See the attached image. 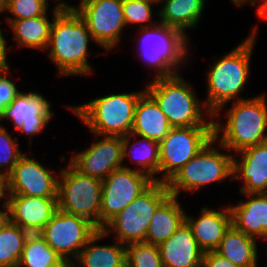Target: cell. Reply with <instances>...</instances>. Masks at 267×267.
<instances>
[{
    "instance_id": "cell-1",
    "label": "cell",
    "mask_w": 267,
    "mask_h": 267,
    "mask_svg": "<svg viewBox=\"0 0 267 267\" xmlns=\"http://www.w3.org/2000/svg\"><path fill=\"white\" fill-rule=\"evenodd\" d=\"M257 28L236 48L212 63L207 75L208 96L204 101L207 110L214 119L231 100H244L241 98L246 82L250 76V60L256 44Z\"/></svg>"
},
{
    "instance_id": "cell-2",
    "label": "cell",
    "mask_w": 267,
    "mask_h": 267,
    "mask_svg": "<svg viewBox=\"0 0 267 267\" xmlns=\"http://www.w3.org/2000/svg\"><path fill=\"white\" fill-rule=\"evenodd\" d=\"M91 33L86 22L77 13H59L53 20L47 46L49 58L55 63L58 75H91L93 69L88 61V45ZM50 49V50H49Z\"/></svg>"
},
{
    "instance_id": "cell-3",
    "label": "cell",
    "mask_w": 267,
    "mask_h": 267,
    "mask_svg": "<svg viewBox=\"0 0 267 267\" xmlns=\"http://www.w3.org/2000/svg\"><path fill=\"white\" fill-rule=\"evenodd\" d=\"M225 114L223 123L214 119L215 145L220 146L221 150L238 153L247 147L267 142L265 94L234 101Z\"/></svg>"
},
{
    "instance_id": "cell-4",
    "label": "cell",
    "mask_w": 267,
    "mask_h": 267,
    "mask_svg": "<svg viewBox=\"0 0 267 267\" xmlns=\"http://www.w3.org/2000/svg\"><path fill=\"white\" fill-rule=\"evenodd\" d=\"M151 80L145 91L159 105L172 128L214 126L213 115L207 110L204 102H200L193 86L180 72L170 77ZM206 117L210 121L208 118L206 121Z\"/></svg>"
},
{
    "instance_id": "cell-5",
    "label": "cell",
    "mask_w": 267,
    "mask_h": 267,
    "mask_svg": "<svg viewBox=\"0 0 267 267\" xmlns=\"http://www.w3.org/2000/svg\"><path fill=\"white\" fill-rule=\"evenodd\" d=\"M145 92L135 91L102 96L80 106L69 107L94 136H125L131 133L135 108Z\"/></svg>"
},
{
    "instance_id": "cell-6",
    "label": "cell",
    "mask_w": 267,
    "mask_h": 267,
    "mask_svg": "<svg viewBox=\"0 0 267 267\" xmlns=\"http://www.w3.org/2000/svg\"><path fill=\"white\" fill-rule=\"evenodd\" d=\"M138 56L142 57L146 67L156 71V77H170L179 73V68L187 60L191 48L188 37L179 30L157 23L151 27L140 28ZM189 49V50H188Z\"/></svg>"
},
{
    "instance_id": "cell-7",
    "label": "cell",
    "mask_w": 267,
    "mask_h": 267,
    "mask_svg": "<svg viewBox=\"0 0 267 267\" xmlns=\"http://www.w3.org/2000/svg\"><path fill=\"white\" fill-rule=\"evenodd\" d=\"M214 144L215 138H212L167 183L171 195L178 197L183 191L197 192L207 184H221L226 178L233 181L234 153L220 152Z\"/></svg>"
},
{
    "instance_id": "cell-8",
    "label": "cell",
    "mask_w": 267,
    "mask_h": 267,
    "mask_svg": "<svg viewBox=\"0 0 267 267\" xmlns=\"http://www.w3.org/2000/svg\"><path fill=\"white\" fill-rule=\"evenodd\" d=\"M171 195L165 182H154L126 208L114 216L102 231L122 244L145 242L151 218L157 208Z\"/></svg>"
},
{
    "instance_id": "cell-9",
    "label": "cell",
    "mask_w": 267,
    "mask_h": 267,
    "mask_svg": "<svg viewBox=\"0 0 267 267\" xmlns=\"http://www.w3.org/2000/svg\"><path fill=\"white\" fill-rule=\"evenodd\" d=\"M58 178V209L83 217L99 229L102 180L77 171L70 163L56 173Z\"/></svg>"
},
{
    "instance_id": "cell-10",
    "label": "cell",
    "mask_w": 267,
    "mask_h": 267,
    "mask_svg": "<svg viewBox=\"0 0 267 267\" xmlns=\"http://www.w3.org/2000/svg\"><path fill=\"white\" fill-rule=\"evenodd\" d=\"M212 138L214 126L174 127L159 142V173L156 182L168 183Z\"/></svg>"
},
{
    "instance_id": "cell-11",
    "label": "cell",
    "mask_w": 267,
    "mask_h": 267,
    "mask_svg": "<svg viewBox=\"0 0 267 267\" xmlns=\"http://www.w3.org/2000/svg\"><path fill=\"white\" fill-rule=\"evenodd\" d=\"M155 181L146 173L123 166L102 180L99 230Z\"/></svg>"
},
{
    "instance_id": "cell-12",
    "label": "cell",
    "mask_w": 267,
    "mask_h": 267,
    "mask_svg": "<svg viewBox=\"0 0 267 267\" xmlns=\"http://www.w3.org/2000/svg\"><path fill=\"white\" fill-rule=\"evenodd\" d=\"M99 229L87 219L59 209L39 232L46 243L71 265Z\"/></svg>"
},
{
    "instance_id": "cell-13",
    "label": "cell",
    "mask_w": 267,
    "mask_h": 267,
    "mask_svg": "<svg viewBox=\"0 0 267 267\" xmlns=\"http://www.w3.org/2000/svg\"><path fill=\"white\" fill-rule=\"evenodd\" d=\"M122 4L123 0H80L76 7L94 42L107 52L120 43L126 27Z\"/></svg>"
},
{
    "instance_id": "cell-14",
    "label": "cell",
    "mask_w": 267,
    "mask_h": 267,
    "mask_svg": "<svg viewBox=\"0 0 267 267\" xmlns=\"http://www.w3.org/2000/svg\"><path fill=\"white\" fill-rule=\"evenodd\" d=\"M54 173V170L24 154L4 180L5 195L58 198L59 177Z\"/></svg>"
},
{
    "instance_id": "cell-15",
    "label": "cell",
    "mask_w": 267,
    "mask_h": 267,
    "mask_svg": "<svg viewBox=\"0 0 267 267\" xmlns=\"http://www.w3.org/2000/svg\"><path fill=\"white\" fill-rule=\"evenodd\" d=\"M54 113L51 103L38 92H20L0 114V121L10 119L17 131L28 135L31 144L32 137L46 128Z\"/></svg>"
},
{
    "instance_id": "cell-16",
    "label": "cell",
    "mask_w": 267,
    "mask_h": 267,
    "mask_svg": "<svg viewBox=\"0 0 267 267\" xmlns=\"http://www.w3.org/2000/svg\"><path fill=\"white\" fill-rule=\"evenodd\" d=\"M69 163L80 173L103 180L124 166L122 137L103 136L83 151L75 152Z\"/></svg>"
},
{
    "instance_id": "cell-17",
    "label": "cell",
    "mask_w": 267,
    "mask_h": 267,
    "mask_svg": "<svg viewBox=\"0 0 267 267\" xmlns=\"http://www.w3.org/2000/svg\"><path fill=\"white\" fill-rule=\"evenodd\" d=\"M10 221L29 233H39L58 210V198L5 195Z\"/></svg>"
},
{
    "instance_id": "cell-18",
    "label": "cell",
    "mask_w": 267,
    "mask_h": 267,
    "mask_svg": "<svg viewBox=\"0 0 267 267\" xmlns=\"http://www.w3.org/2000/svg\"><path fill=\"white\" fill-rule=\"evenodd\" d=\"M237 154H241L238 159ZM233 157V179L243 180L241 194L267 193V142L247 147Z\"/></svg>"
},
{
    "instance_id": "cell-19",
    "label": "cell",
    "mask_w": 267,
    "mask_h": 267,
    "mask_svg": "<svg viewBox=\"0 0 267 267\" xmlns=\"http://www.w3.org/2000/svg\"><path fill=\"white\" fill-rule=\"evenodd\" d=\"M158 247L164 267H202L204 251L186 221Z\"/></svg>"
},
{
    "instance_id": "cell-20",
    "label": "cell",
    "mask_w": 267,
    "mask_h": 267,
    "mask_svg": "<svg viewBox=\"0 0 267 267\" xmlns=\"http://www.w3.org/2000/svg\"><path fill=\"white\" fill-rule=\"evenodd\" d=\"M200 216L185 215V221L192 229L193 236L199 247L204 251H215L220 245L225 232L232 225L230 207L217 211L216 209L201 208Z\"/></svg>"
},
{
    "instance_id": "cell-21",
    "label": "cell",
    "mask_w": 267,
    "mask_h": 267,
    "mask_svg": "<svg viewBox=\"0 0 267 267\" xmlns=\"http://www.w3.org/2000/svg\"><path fill=\"white\" fill-rule=\"evenodd\" d=\"M243 195L249 199L229 206L232 225L246 235L267 240V193Z\"/></svg>"
},
{
    "instance_id": "cell-22",
    "label": "cell",
    "mask_w": 267,
    "mask_h": 267,
    "mask_svg": "<svg viewBox=\"0 0 267 267\" xmlns=\"http://www.w3.org/2000/svg\"><path fill=\"white\" fill-rule=\"evenodd\" d=\"M171 128L159 105L145 91L138 99L131 133L161 142Z\"/></svg>"
},
{
    "instance_id": "cell-23",
    "label": "cell",
    "mask_w": 267,
    "mask_h": 267,
    "mask_svg": "<svg viewBox=\"0 0 267 267\" xmlns=\"http://www.w3.org/2000/svg\"><path fill=\"white\" fill-rule=\"evenodd\" d=\"M106 234L99 230L81 250L70 267H126V245L116 240L115 244L98 245ZM76 264V265H75ZM79 264V265H78Z\"/></svg>"
},
{
    "instance_id": "cell-24",
    "label": "cell",
    "mask_w": 267,
    "mask_h": 267,
    "mask_svg": "<svg viewBox=\"0 0 267 267\" xmlns=\"http://www.w3.org/2000/svg\"><path fill=\"white\" fill-rule=\"evenodd\" d=\"M185 215L177 196L170 195L154 212L145 242L159 246L185 222Z\"/></svg>"
},
{
    "instance_id": "cell-25",
    "label": "cell",
    "mask_w": 267,
    "mask_h": 267,
    "mask_svg": "<svg viewBox=\"0 0 267 267\" xmlns=\"http://www.w3.org/2000/svg\"><path fill=\"white\" fill-rule=\"evenodd\" d=\"M164 1V3H163ZM161 8L156 12L159 23L179 30L187 37L186 30L196 28L201 20L205 3L203 0H160Z\"/></svg>"
},
{
    "instance_id": "cell-26",
    "label": "cell",
    "mask_w": 267,
    "mask_h": 267,
    "mask_svg": "<svg viewBox=\"0 0 267 267\" xmlns=\"http://www.w3.org/2000/svg\"><path fill=\"white\" fill-rule=\"evenodd\" d=\"M256 240L231 225L215 251L237 266L258 267Z\"/></svg>"
},
{
    "instance_id": "cell-27",
    "label": "cell",
    "mask_w": 267,
    "mask_h": 267,
    "mask_svg": "<svg viewBox=\"0 0 267 267\" xmlns=\"http://www.w3.org/2000/svg\"><path fill=\"white\" fill-rule=\"evenodd\" d=\"M52 12V22L48 19L47 13L28 19L7 21L18 46L45 51L50 40L53 20L59 14Z\"/></svg>"
},
{
    "instance_id": "cell-28",
    "label": "cell",
    "mask_w": 267,
    "mask_h": 267,
    "mask_svg": "<svg viewBox=\"0 0 267 267\" xmlns=\"http://www.w3.org/2000/svg\"><path fill=\"white\" fill-rule=\"evenodd\" d=\"M134 137L140 139L134 141L132 145L131 139ZM126 157H129L132 161L134 160L135 164L141 167H137V170L146 173L156 182L157 176L155 175L159 173V142L133 133L122 136L123 162Z\"/></svg>"
},
{
    "instance_id": "cell-29",
    "label": "cell",
    "mask_w": 267,
    "mask_h": 267,
    "mask_svg": "<svg viewBox=\"0 0 267 267\" xmlns=\"http://www.w3.org/2000/svg\"><path fill=\"white\" fill-rule=\"evenodd\" d=\"M70 267L39 233H29L18 267Z\"/></svg>"
},
{
    "instance_id": "cell-30",
    "label": "cell",
    "mask_w": 267,
    "mask_h": 267,
    "mask_svg": "<svg viewBox=\"0 0 267 267\" xmlns=\"http://www.w3.org/2000/svg\"><path fill=\"white\" fill-rule=\"evenodd\" d=\"M29 232L9 221L0 231V267H18Z\"/></svg>"
},
{
    "instance_id": "cell-31",
    "label": "cell",
    "mask_w": 267,
    "mask_h": 267,
    "mask_svg": "<svg viewBox=\"0 0 267 267\" xmlns=\"http://www.w3.org/2000/svg\"><path fill=\"white\" fill-rule=\"evenodd\" d=\"M126 267H164L159 247L146 242L127 244Z\"/></svg>"
},
{
    "instance_id": "cell-32",
    "label": "cell",
    "mask_w": 267,
    "mask_h": 267,
    "mask_svg": "<svg viewBox=\"0 0 267 267\" xmlns=\"http://www.w3.org/2000/svg\"><path fill=\"white\" fill-rule=\"evenodd\" d=\"M154 4L158 3L153 0H123L122 8L126 26L136 24L140 29L156 25L158 22L152 21Z\"/></svg>"
},
{
    "instance_id": "cell-33",
    "label": "cell",
    "mask_w": 267,
    "mask_h": 267,
    "mask_svg": "<svg viewBox=\"0 0 267 267\" xmlns=\"http://www.w3.org/2000/svg\"><path fill=\"white\" fill-rule=\"evenodd\" d=\"M17 140L12 138L8 130L0 123V177L4 180L12 172L18 160L24 155L20 151ZM1 169L4 171L1 172Z\"/></svg>"
},
{
    "instance_id": "cell-34",
    "label": "cell",
    "mask_w": 267,
    "mask_h": 267,
    "mask_svg": "<svg viewBox=\"0 0 267 267\" xmlns=\"http://www.w3.org/2000/svg\"><path fill=\"white\" fill-rule=\"evenodd\" d=\"M48 8L39 0H8L5 12L11 13L7 21H16L46 14Z\"/></svg>"
},
{
    "instance_id": "cell-35",
    "label": "cell",
    "mask_w": 267,
    "mask_h": 267,
    "mask_svg": "<svg viewBox=\"0 0 267 267\" xmlns=\"http://www.w3.org/2000/svg\"><path fill=\"white\" fill-rule=\"evenodd\" d=\"M10 67L0 68V114L20 93L15 82L7 78Z\"/></svg>"
},
{
    "instance_id": "cell-36",
    "label": "cell",
    "mask_w": 267,
    "mask_h": 267,
    "mask_svg": "<svg viewBox=\"0 0 267 267\" xmlns=\"http://www.w3.org/2000/svg\"><path fill=\"white\" fill-rule=\"evenodd\" d=\"M202 267H240V266L233 264L227 258L218 254L216 251H207L204 252Z\"/></svg>"
},
{
    "instance_id": "cell-37",
    "label": "cell",
    "mask_w": 267,
    "mask_h": 267,
    "mask_svg": "<svg viewBox=\"0 0 267 267\" xmlns=\"http://www.w3.org/2000/svg\"><path fill=\"white\" fill-rule=\"evenodd\" d=\"M42 2L47 8L50 7V4L48 3L47 0H39ZM54 1H59L56 6L53 7V11L57 13H70L76 11V6H71L70 4L68 5V2H64L63 0H54Z\"/></svg>"
},
{
    "instance_id": "cell-38",
    "label": "cell",
    "mask_w": 267,
    "mask_h": 267,
    "mask_svg": "<svg viewBox=\"0 0 267 267\" xmlns=\"http://www.w3.org/2000/svg\"><path fill=\"white\" fill-rule=\"evenodd\" d=\"M5 35H3L1 27H0V68H7L10 67L8 62H7V40L4 38Z\"/></svg>"
},
{
    "instance_id": "cell-39",
    "label": "cell",
    "mask_w": 267,
    "mask_h": 267,
    "mask_svg": "<svg viewBox=\"0 0 267 267\" xmlns=\"http://www.w3.org/2000/svg\"><path fill=\"white\" fill-rule=\"evenodd\" d=\"M2 209H0V231L6 226V224L10 221V209L8 202L6 200L2 203Z\"/></svg>"
},
{
    "instance_id": "cell-40",
    "label": "cell",
    "mask_w": 267,
    "mask_h": 267,
    "mask_svg": "<svg viewBox=\"0 0 267 267\" xmlns=\"http://www.w3.org/2000/svg\"><path fill=\"white\" fill-rule=\"evenodd\" d=\"M256 14L262 20H267V0H265L259 7H256Z\"/></svg>"
},
{
    "instance_id": "cell-41",
    "label": "cell",
    "mask_w": 267,
    "mask_h": 267,
    "mask_svg": "<svg viewBox=\"0 0 267 267\" xmlns=\"http://www.w3.org/2000/svg\"><path fill=\"white\" fill-rule=\"evenodd\" d=\"M5 200V184L4 179L0 177V201Z\"/></svg>"
},
{
    "instance_id": "cell-42",
    "label": "cell",
    "mask_w": 267,
    "mask_h": 267,
    "mask_svg": "<svg viewBox=\"0 0 267 267\" xmlns=\"http://www.w3.org/2000/svg\"><path fill=\"white\" fill-rule=\"evenodd\" d=\"M8 0H0V14L6 11Z\"/></svg>"
},
{
    "instance_id": "cell-43",
    "label": "cell",
    "mask_w": 267,
    "mask_h": 267,
    "mask_svg": "<svg viewBox=\"0 0 267 267\" xmlns=\"http://www.w3.org/2000/svg\"><path fill=\"white\" fill-rule=\"evenodd\" d=\"M265 0H245V3H248V4H251V5H253V6H255V4L257 5L258 4V2L260 3L259 5H258V7L264 2Z\"/></svg>"
},
{
    "instance_id": "cell-44",
    "label": "cell",
    "mask_w": 267,
    "mask_h": 267,
    "mask_svg": "<svg viewBox=\"0 0 267 267\" xmlns=\"http://www.w3.org/2000/svg\"><path fill=\"white\" fill-rule=\"evenodd\" d=\"M231 3H233L234 5L240 7L241 5H243V3H245V0H230Z\"/></svg>"
}]
</instances>
